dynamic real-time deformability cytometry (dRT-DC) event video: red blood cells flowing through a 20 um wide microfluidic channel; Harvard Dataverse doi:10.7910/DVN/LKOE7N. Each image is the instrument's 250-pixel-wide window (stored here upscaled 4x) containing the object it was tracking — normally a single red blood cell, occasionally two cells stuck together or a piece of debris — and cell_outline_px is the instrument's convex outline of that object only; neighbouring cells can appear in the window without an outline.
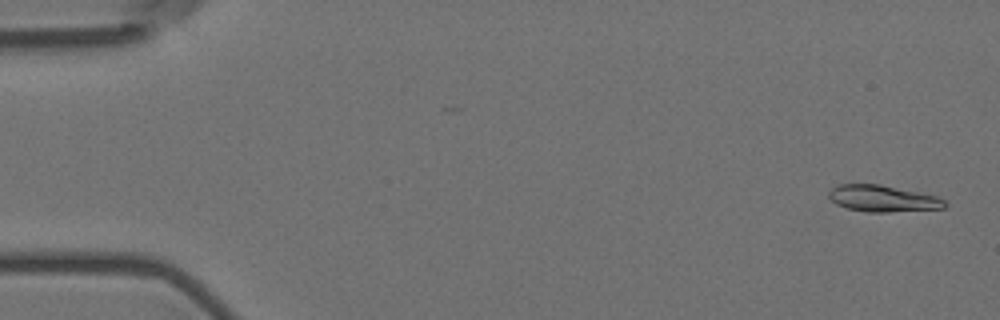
{"species": "Egyptian fruit bat (a non-hibernating species)", "species_latin": "Rousettus aegyptiacus", "temperature_condition": "room temperature", "stored_images_in_passage": 57, "camera_frame_rate_fps": 3000, "um_per_image_px": 0.085, "animal": {"sex": "female"}, "frame": {"image": 1, "passage_image": 2, "time_ms": 0.333, "image_size_px": [1000, 320], "cell_outline_px": [[948, 204], [944, 208], [888, 212], [868, 212], [848, 208], [836, 204], [828, 196], [828, 192], [836, 184], [880, 184], [936, 196], [944, 200]], "centroid_in_image_um": [75.01, 16.87], "position_along_channel_um": 10.0, "area_um2": 17.8}}
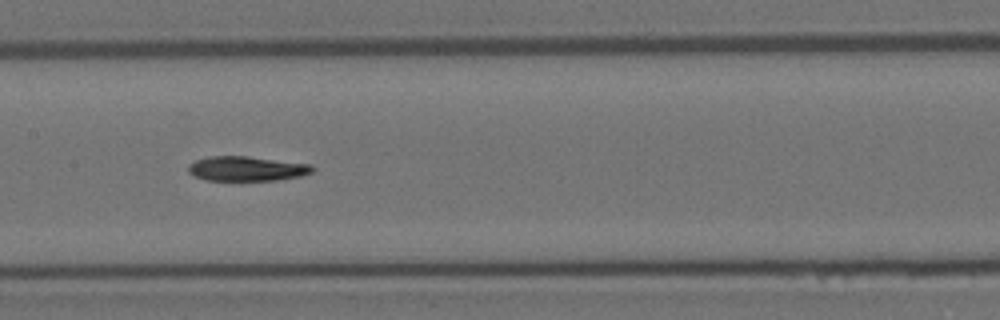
{"frame": {"image": 2, "passage_image": 28, "time_ms": 9.0, "image_size_px": [1000, 320], "cell_outline_px": [[316, 168], [312, 172], [300, 176], [276, 180], [208, 180], [196, 176], [188, 172], [188, 164], [196, 160], [212, 156], [248, 156], [312, 164]], "centroid_in_image_um": [21.0, 14.33], "position_along_channel_um": 186.4, "area_um2": 17.8}}
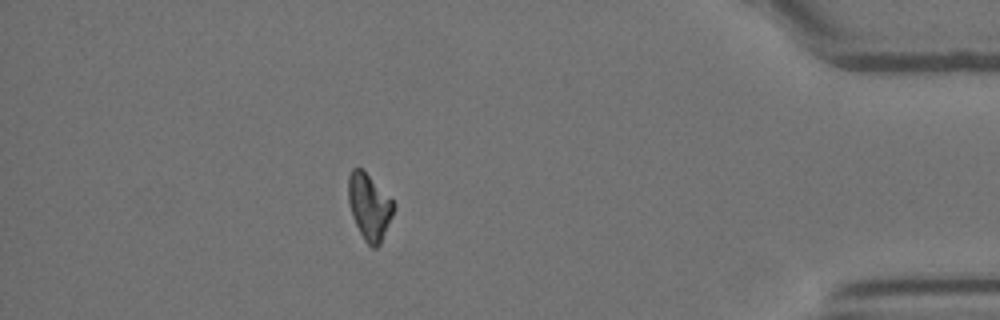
{"frame": {"image": 3, "passage_image": 50, "time_ms": 16.333, "image_size_px": [1000, 320], "cell_outline_px": [[392, 216], [380, 244], [376, 248], [372, 248], [364, 240], [352, 216], [348, 204], [348, 176], [352, 168], [360, 168], [392, 200]], "centroid_in_image_um": [31.34, 17.6], "position_along_channel_um": 403.9, "area_um2": 16.94}}